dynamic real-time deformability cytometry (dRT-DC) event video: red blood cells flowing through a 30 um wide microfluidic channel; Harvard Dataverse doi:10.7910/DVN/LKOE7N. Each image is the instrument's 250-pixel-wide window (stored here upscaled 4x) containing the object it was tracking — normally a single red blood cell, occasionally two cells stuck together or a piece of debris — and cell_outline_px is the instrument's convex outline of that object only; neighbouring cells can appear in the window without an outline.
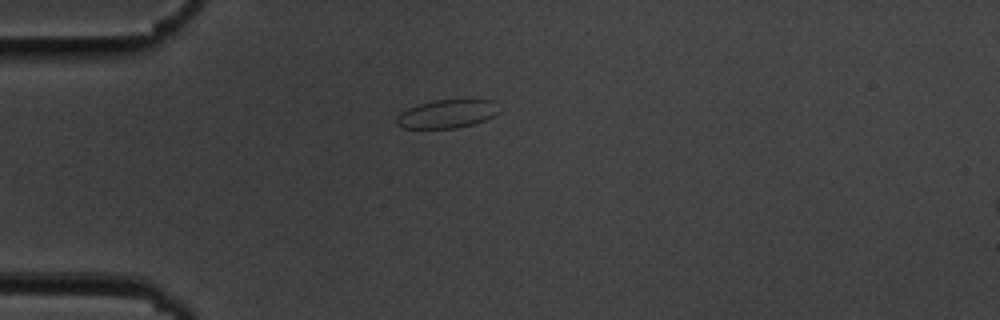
{"species": "common noctule bat (a hibernating species)", "species_latin": "Nyctalus noctula", "temperature_condition": "cold", "stored_images_in_passage": 41, "camera_frame_rate_fps": 3000, "um_per_image_px": 0.085, "animal": {"sex": "male", "body_mass_g": 19.5, "forearm_length_mm": 54.6}, "frame": {"image": 1, "passage_image": 1, "time_ms": 0.0, "image_size_px": [1000, 320], "cell_outline_px": [[500, 112], [484, 120], [472, 124], [456, 128], [404, 128], [396, 124], [396, 116], [400, 112], [408, 108], [432, 100], [496, 100]], "centroid_in_image_um": [37.99, 9.67], "position_along_channel_um": 47.0, "area_um2": 16.94}}
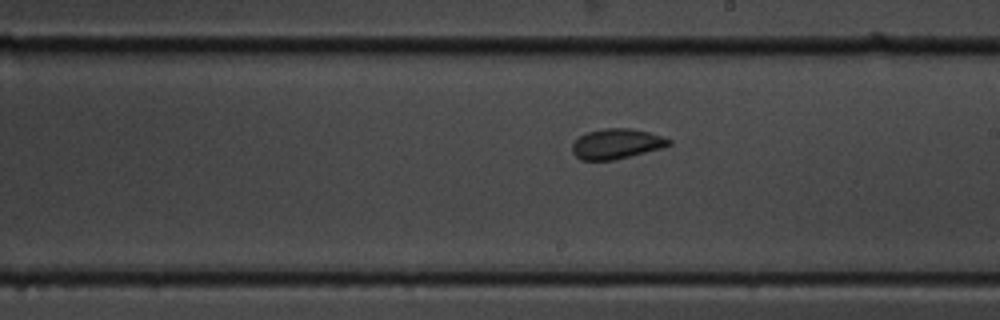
{"frame": {"image": 2, "passage_image": 18, "time_ms": 5.667, "image_size_px": [1000, 320], "cell_outline_px": [[672, 144], [660, 148], [612, 160], [580, 160], [572, 152], [572, 144], [580, 136], [588, 132], [604, 128], [632, 128], [664, 136], [672, 140]], "centroid_in_image_um": [52.4, 12.21], "position_along_channel_um": 236.6, "area_um2": 16.82}}
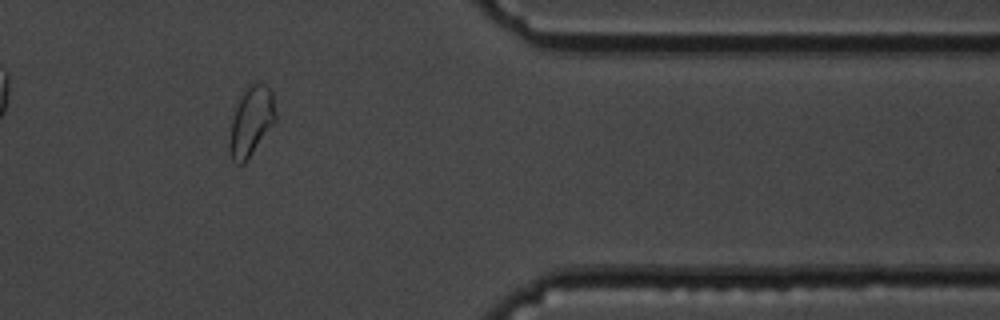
{"frame": {"image": 3, "passage_image": 32, "time_ms": 10.333, "image_size_px": [1000, 320], "cell_outline_px": [[276, 120], [244, 164], [236, 164], [232, 160], [228, 148], [228, 140], [232, 120], [240, 96], [248, 84], [256, 80], [264, 84], [272, 92], [276, 112]], "centroid_in_image_um": [21.33, 10.29], "position_along_channel_um": 390.1, "area_um2": 18.73}, "authors_computed_cell_mechanics": {"area_um2": 16.9932, "velocity_mm_per_s": 3.6727, "shape_relaxation_time_tau1_ms": 6.7234, "shape_relaxation_time_tau2_ms": 0.7389, "deformation_change_tau1": 0.0819, "deformation_change_tau2": 0.0575}}